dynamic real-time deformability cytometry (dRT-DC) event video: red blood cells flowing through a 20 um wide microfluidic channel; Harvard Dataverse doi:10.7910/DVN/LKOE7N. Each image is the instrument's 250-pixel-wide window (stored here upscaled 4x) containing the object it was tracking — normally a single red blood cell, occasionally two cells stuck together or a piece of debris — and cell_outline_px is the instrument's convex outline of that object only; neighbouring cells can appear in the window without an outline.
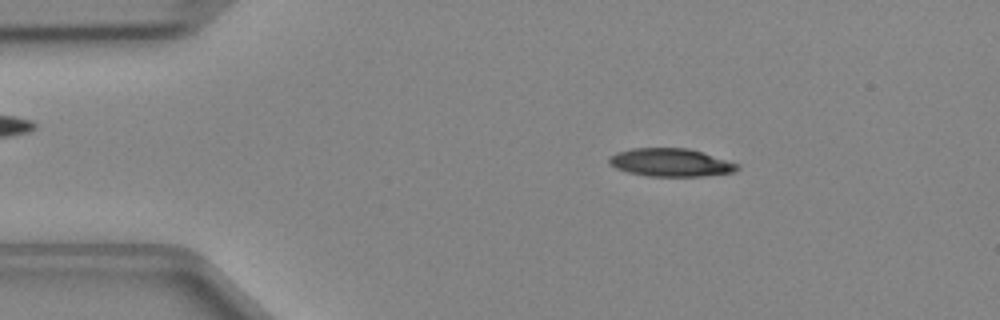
{"species": "Egyptian fruit bat (a non-hibernating species)", "species_latin": "Rousettus aegyptiacus", "temperature_condition": "cold", "stored_images_in_passage": 46, "camera_frame_rate_fps": 3000, "um_per_image_px": 0.085, "animal": {"sex": "female"}, "frame": {"image": 1, "passage_image": 7, "time_ms": 2.0, "image_size_px": [1000, 320], "cell_outline_px": [[740, 168], [736, 172], [704, 176], [648, 176], [628, 172], [616, 168], [608, 164], [608, 156], [616, 152], [632, 148], [688, 148], [740, 164]], "centroid_in_image_um": [57.0, 13.81], "position_along_channel_um": 28.0, "area_um2": 21.1}}
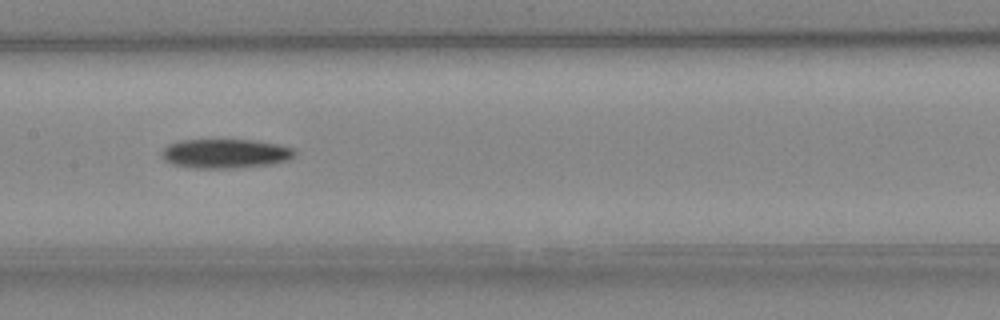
{"frame": {"image": 2, "passage_image": 22, "time_ms": 7.0, "image_size_px": [1000, 320], "cell_outline_px": [[296, 152], [288, 160], [268, 164], [236, 168], [192, 168], [172, 164], [164, 160], [160, 156], [160, 152], [168, 144], [180, 140], [256, 140], [276, 144], [292, 148]], "centroid_in_image_um": [19.08, 13.05], "position_along_channel_um": 188.3, "area_um2": 22.66}}
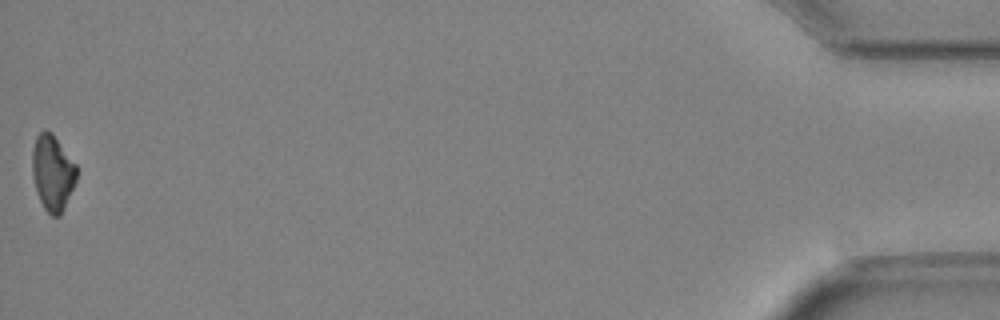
{"frame": {"image": 3, "passage_image": 46, "time_ms": 15.0, "image_size_px": [1000, 320], "cell_outline_px": [[76, 180], [64, 208], [60, 216], [52, 216], [44, 208], [40, 200], [32, 176], [32, 148], [36, 136], [44, 128], [52, 132], [76, 164]], "centroid_in_image_um": [4.45, 14.64], "position_along_channel_um": 430.7, "area_um2": 19.54}}